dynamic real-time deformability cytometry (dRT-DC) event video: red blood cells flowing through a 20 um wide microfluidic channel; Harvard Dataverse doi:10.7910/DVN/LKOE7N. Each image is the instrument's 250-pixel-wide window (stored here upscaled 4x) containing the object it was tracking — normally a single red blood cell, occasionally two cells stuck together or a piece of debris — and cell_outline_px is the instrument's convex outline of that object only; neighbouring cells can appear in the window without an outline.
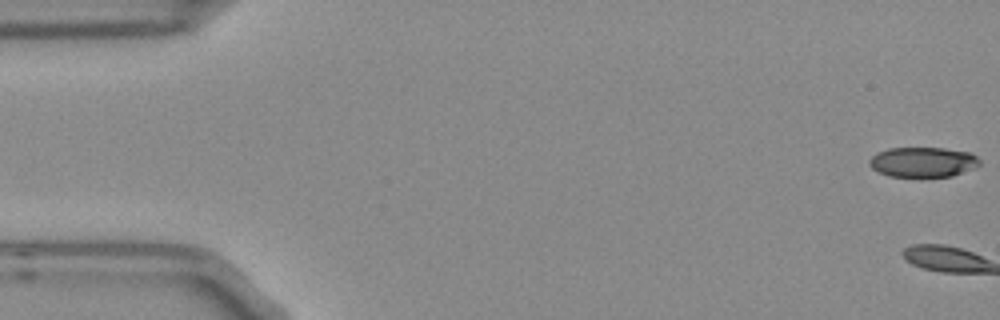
{"species": "Egyptian fruit bat (a non-hibernating species)", "species_latin": "Rousettus aegyptiacus", "temperature_condition": "room temperature", "stored_images_in_passage": 6, "camera_frame_rate_fps": 3000, "um_per_image_px": 0.085, "frame": {"image": 1, "passage_image": 1, "time_ms": 0.0, "image_size_px": [1000, 320], "cell_outline_px": [[980, 164], [976, 168], [952, 176], [888, 176], [872, 168], [868, 164], [868, 160], [876, 152], [888, 148], [944, 148], [972, 152], [980, 160]], "centroid_in_image_um": [78.47, 13.76], "position_along_channel_um": 6.5, "area_um2": 19.42}}